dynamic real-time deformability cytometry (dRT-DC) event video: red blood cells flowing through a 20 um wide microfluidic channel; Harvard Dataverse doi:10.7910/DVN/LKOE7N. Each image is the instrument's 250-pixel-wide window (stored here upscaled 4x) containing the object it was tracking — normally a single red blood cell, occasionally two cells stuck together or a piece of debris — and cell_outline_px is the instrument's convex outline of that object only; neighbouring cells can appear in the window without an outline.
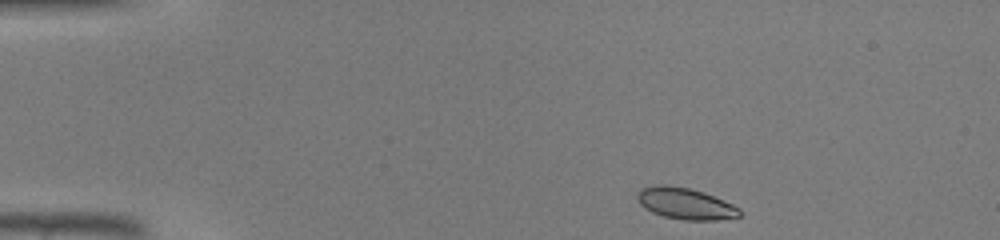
{"species": "common noctule bat (a hibernating species)", "species_latin": "Nyctalus noctula", "temperature_condition": "warm", "stored_images_in_passage": 39, "camera_frame_rate_fps": 3000, "um_per_image_px": 0.085, "animal": {"sex": "male", "body_mass_g": 19.0, "forearm_length_mm": 50.8}, "frame": {"image": 1, "passage_image": 1, "time_ms": 0.0, "image_size_px": [1000, 240], "cell_outline_px": [[740, 216], [716, 220], [684, 220], [664, 216], [652, 212], [644, 208], [640, 204], [636, 196], [640, 188], [656, 184], [668, 184], [688, 188], [704, 192], [732, 204], [740, 208]], "centroid_in_image_um": [58.22, 17.29], "position_along_channel_um": 26.8, "area_um2": 18.79}}
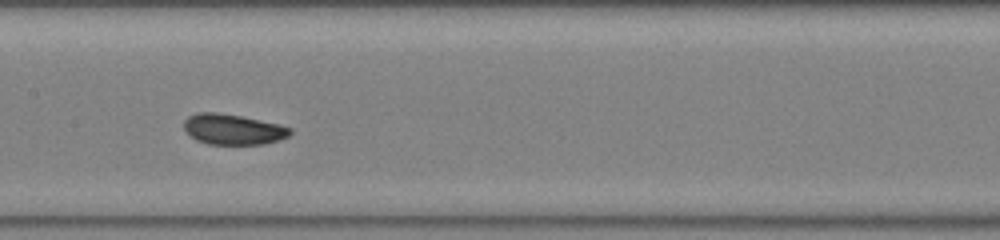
{"frame": {"image": 2, "passage_image": 17, "time_ms": 5.333, "image_size_px": [1000, 240], "cell_outline_px": [[292, 132], [288, 136], [280, 140], [264, 144], [208, 144], [196, 140], [188, 136], [184, 128], [184, 120], [188, 116], [196, 112], [216, 112], [240, 116], [280, 124], [292, 128]], "centroid_in_image_um": [19.79, 10.99], "position_along_channel_um": 187.6, "area_um2": 19.07}}
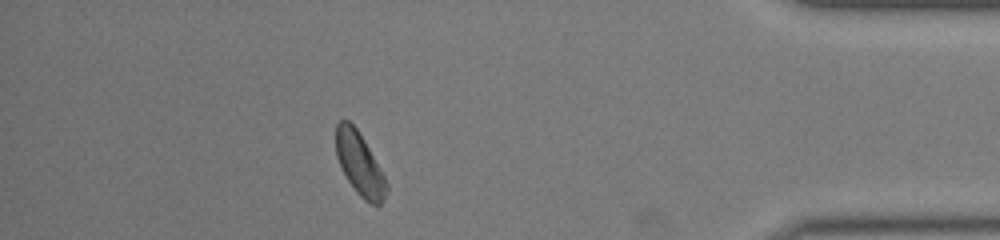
{"frame": {"image": 3, "passage_image": 34, "time_ms": 11.0, "image_size_px": [1000, 240], "cell_outline_px": [[388, 188], [384, 200], [380, 204], [372, 204], [364, 200], [356, 192], [348, 180], [336, 156], [336, 124], [340, 120], [348, 120], [356, 128], [364, 140], [384, 176], [388, 184]], "centroid_in_image_um": [30.56, 13.94], "position_along_channel_um": 404.6, "area_um2": 18.15}}